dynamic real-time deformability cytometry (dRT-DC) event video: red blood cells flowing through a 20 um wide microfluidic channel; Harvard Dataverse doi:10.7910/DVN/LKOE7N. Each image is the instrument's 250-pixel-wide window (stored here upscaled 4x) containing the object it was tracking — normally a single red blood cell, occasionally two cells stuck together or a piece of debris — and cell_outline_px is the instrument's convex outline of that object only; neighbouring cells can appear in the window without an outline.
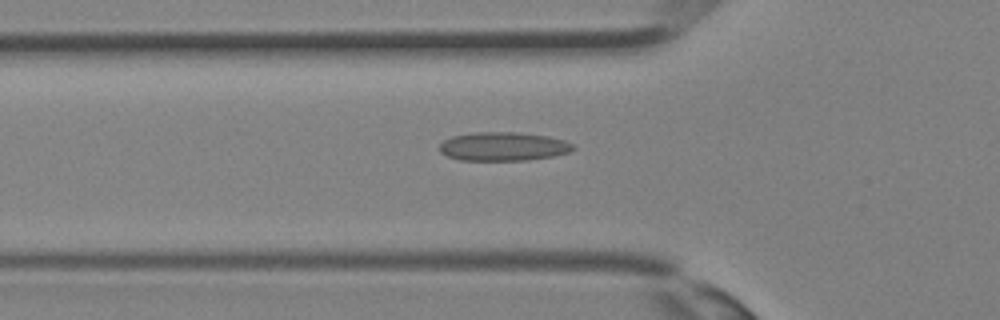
{"species": "Egyptian fruit bat (a non-hibernating species)", "species_latin": "Rousettus aegyptiacus", "temperature_condition": "room temperature", "stored_images_in_passage": 24, "camera_frame_rate_fps": 3000, "um_per_image_px": 0.085, "animal": {"sex": "female"}, "frame": {"image": 1, "passage_image": 4, "time_ms": 1.0, "image_size_px": [1000, 320], "cell_outline_px": [[572, 148], [568, 152], [552, 156], [524, 160], [460, 160], [448, 156], [440, 152], [440, 144], [444, 140], [452, 136], [476, 132], [516, 132], [548, 136], [564, 140], [572, 144]], "centroid_in_image_um": [42.73, 12.44], "position_along_channel_um": 83.1, "area_um2": 22.08}}
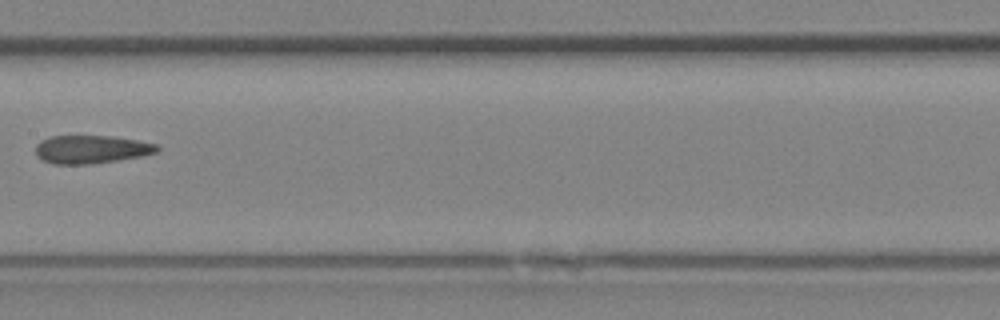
{"frame": {"image": 2, "passage_image": 10, "time_ms": 3.0, "image_size_px": [1000, 320], "cell_outline_px": [[160, 148], [156, 152], [144, 156], [88, 164], [52, 164], [36, 156], [36, 144], [40, 140], [48, 136], [112, 136], [160, 144]], "centroid_in_image_um": [7.76, 12.69], "position_along_channel_um": 199.6, "area_um2": 20.06}}
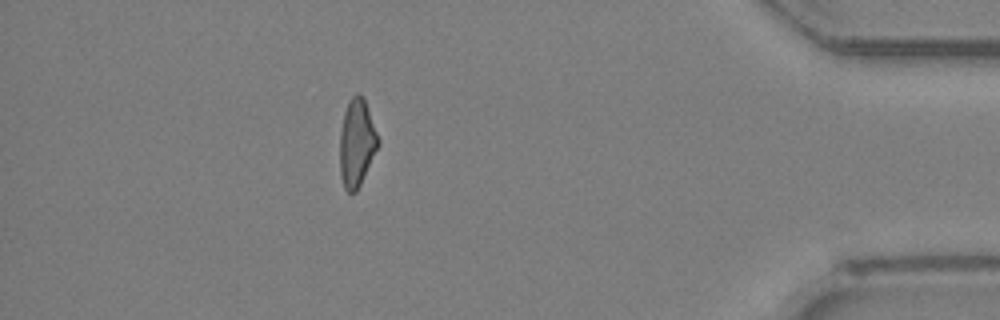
{"frame": {"image": 3, "passage_image": 23, "time_ms": 7.333, "image_size_px": [1000, 320], "cell_outline_px": [[380, 144], [356, 192], [348, 192], [344, 188], [340, 176], [340, 132], [344, 112], [348, 100], [356, 92], [360, 92], [364, 96], [380, 140]], "centroid_in_image_um": [30.33, 12.09], "position_along_channel_um": 404.9, "area_um2": 19.83}}